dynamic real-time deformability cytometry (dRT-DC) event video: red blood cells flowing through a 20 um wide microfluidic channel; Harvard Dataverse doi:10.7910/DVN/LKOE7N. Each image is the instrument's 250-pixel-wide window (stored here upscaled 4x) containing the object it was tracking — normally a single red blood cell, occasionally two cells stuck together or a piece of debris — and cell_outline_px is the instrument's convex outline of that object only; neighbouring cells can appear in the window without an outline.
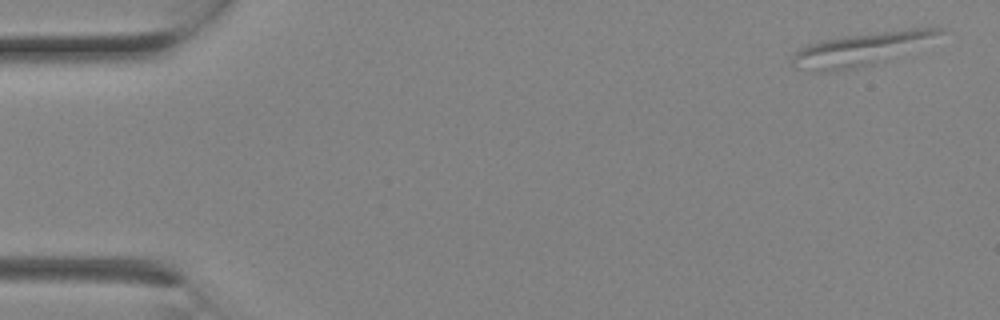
{"species": "Egyptian fruit bat (a non-hibernating species)", "species_latin": "Rousettus aegyptiacus", "temperature_condition": "room temperature", "stored_images_in_passage": 2, "camera_frame_rate_fps": 3000, "um_per_image_px": 0.085, "animal": {"sex": "female"}, "frame": {"image": 1, "passage_image": 1, "time_ms": 0.0, "image_size_px": [1000, 320], "cell_outline_px": [[944, 32], [872, 64], [856, 68], [832, 72], [816, 72], [796, 68], [792, 64], [792, 56], [800, 48], [808, 44], [824, 40], [844, 36], [912, 28], [940, 28]], "centroid_in_image_um": [72.96, 4.2], "position_along_channel_um": 12.0, "area_um2": 26.82}}